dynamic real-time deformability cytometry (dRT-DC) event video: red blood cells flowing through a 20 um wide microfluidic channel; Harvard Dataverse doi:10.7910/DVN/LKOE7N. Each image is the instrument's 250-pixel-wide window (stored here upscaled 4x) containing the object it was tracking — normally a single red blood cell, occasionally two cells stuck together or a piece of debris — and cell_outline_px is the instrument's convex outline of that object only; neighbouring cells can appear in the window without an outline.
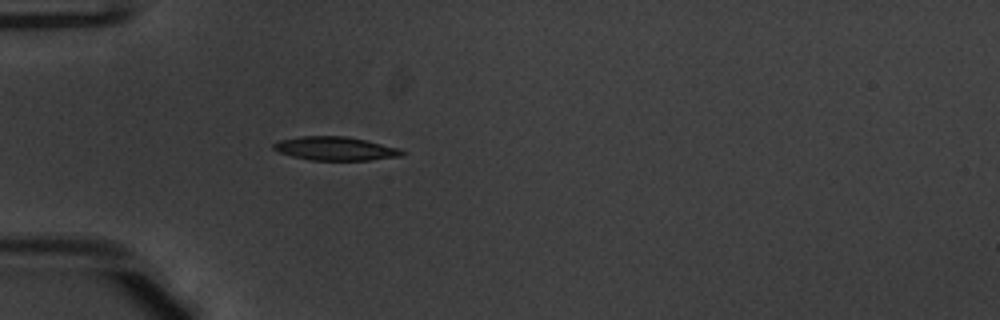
{"species": "common noctule bat (a hibernating species)", "species_latin": "Nyctalus noctula", "temperature_condition": "warm", "stored_images_in_passage": 19, "camera_frame_rate_fps": 3000, "um_per_image_px": 0.085, "animal": {"sex": "male", "body_mass_g": 20.1, "forearm_length_mm": 53.5}, "frame": {"image": 1, "passage_image": 1, "time_ms": 0.0, "image_size_px": [1000, 320], "cell_outline_px": [[404, 156], [368, 160], [312, 160], [292, 156], [280, 152], [272, 148], [272, 144], [280, 140], [300, 136], [344, 136], [364, 140], [400, 148], [404, 152]], "centroid_in_image_um": [28.51, 12.63], "position_along_channel_um": 56.5, "area_um2": 17.57}}
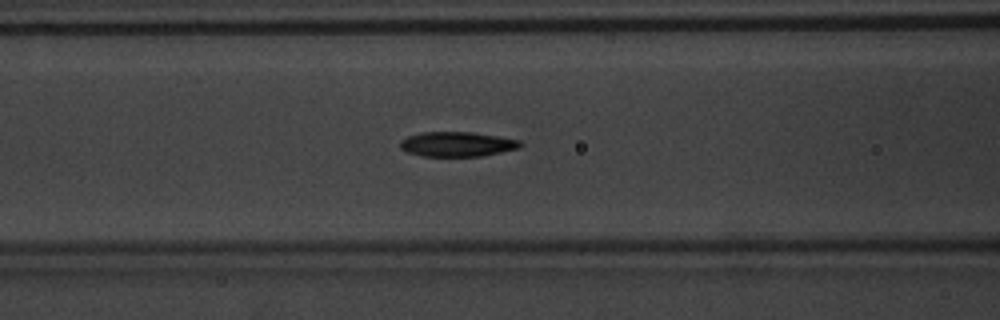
{"frame": {"image": 2, "passage_image": 7, "time_ms": 2.0, "image_size_px": [1000, 320], "cell_outline_px": [[524, 144], [520, 148], [480, 156], [424, 156], [404, 152], [400, 148], [400, 140], [408, 136], [420, 132], [472, 132], [520, 140]], "centroid_in_image_um": [38.83, 12.25], "position_along_channel_um": 127.8, "area_um2": 17.4}}
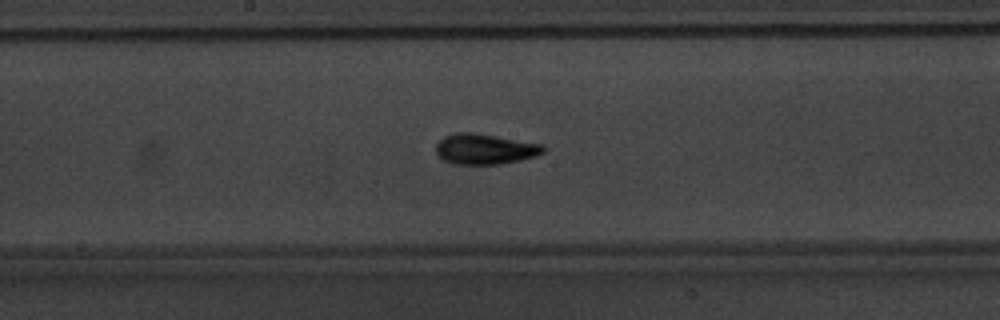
{"frame": {"image": 3, "passage_image": 13, "time_ms": 4.0, "image_size_px": [1000, 320], "cell_outline_px": [[544, 152], [536, 156], [520, 160], [500, 164], [456, 164], [444, 160], [436, 152], [436, 144], [444, 136], [456, 132], [476, 132], [544, 144]], "centroid_in_image_um": [41.23, 12.65], "position_along_channel_um": 207.0, "area_um2": 19.19}}